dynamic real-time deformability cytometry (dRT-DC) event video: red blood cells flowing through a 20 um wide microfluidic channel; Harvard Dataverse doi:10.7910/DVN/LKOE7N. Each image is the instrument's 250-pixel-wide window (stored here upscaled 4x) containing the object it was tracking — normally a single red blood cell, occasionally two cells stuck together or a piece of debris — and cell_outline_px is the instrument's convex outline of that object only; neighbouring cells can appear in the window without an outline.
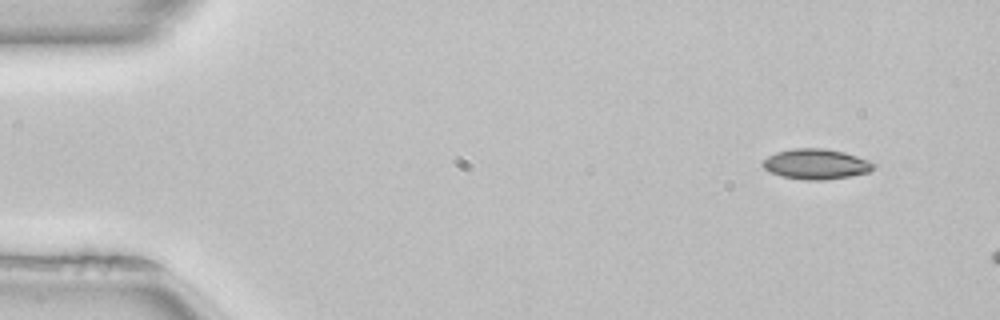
{"species": "common noctule bat (a hibernating species)", "species_latin": "Nyctalus noctula", "temperature_condition": "room temperature", "stored_images_in_passage": 8, "camera_frame_rate_fps": 3000, "um_per_image_px": 0.085, "animal": {"sex": "female", "body_mass_g": 22.7, "forearm_length_mm": 54.2}, "frame": {"image": 1, "passage_image": 1, "time_ms": 0.0, "image_size_px": [1000, 320], "cell_outline_px": [[880, 164], [876, 168], [868, 172], [848, 176], [824, 180], [804, 180], [780, 176], [764, 168], [760, 164], [768, 156], [776, 152], [792, 148], [824, 148], [844, 152]], "centroid_in_image_um": [69.38, 13.94], "position_along_channel_um": 15.6, "area_um2": 19.71}}